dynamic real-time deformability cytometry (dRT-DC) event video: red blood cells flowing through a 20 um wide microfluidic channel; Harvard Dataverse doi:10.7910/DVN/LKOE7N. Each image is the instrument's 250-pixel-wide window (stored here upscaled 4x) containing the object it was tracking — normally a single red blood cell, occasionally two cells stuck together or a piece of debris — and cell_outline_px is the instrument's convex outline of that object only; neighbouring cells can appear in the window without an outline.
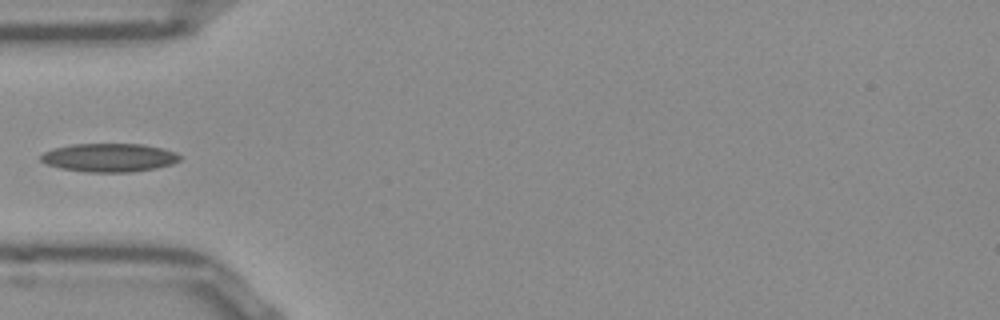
{"species": "Egyptian fruit bat (a non-hibernating species)", "species_latin": "Rousettus aegyptiacus", "temperature_condition": "room temperature", "stored_images_in_passage": 23, "camera_frame_rate_fps": 3000, "um_per_image_px": 0.085, "frame": {"image": 1, "passage_image": 1, "time_ms": 0.0, "image_size_px": [1000, 320], "cell_outline_px": [[180, 160], [172, 164], [156, 168], [128, 172], [88, 172], [60, 168], [48, 164], [40, 160], [40, 156], [44, 152], [56, 148], [72, 144], [144, 144], [176, 152], [180, 156]], "centroid_in_image_um": [9.29, 13.39], "position_along_channel_um": 75.7, "area_um2": 22.89}}
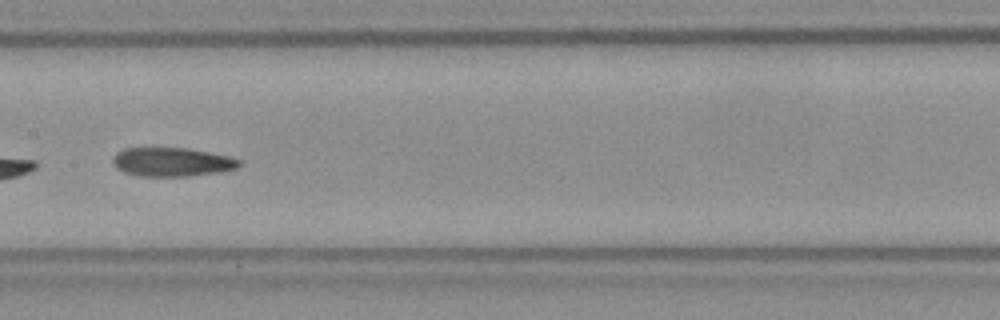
{"frame": {"image": 2, "passage_image": 10, "time_ms": 3.0, "image_size_px": [1000, 320], "cell_outline_px": [[240, 164], [236, 168], [220, 172], [188, 176], [140, 176], [124, 172], [116, 168], [112, 164], [112, 160], [116, 152], [124, 148], [188, 148], [228, 156], [240, 160]], "centroid_in_image_um": [14.58, 13.77], "position_along_channel_um": 192.8, "area_um2": 21.21}}